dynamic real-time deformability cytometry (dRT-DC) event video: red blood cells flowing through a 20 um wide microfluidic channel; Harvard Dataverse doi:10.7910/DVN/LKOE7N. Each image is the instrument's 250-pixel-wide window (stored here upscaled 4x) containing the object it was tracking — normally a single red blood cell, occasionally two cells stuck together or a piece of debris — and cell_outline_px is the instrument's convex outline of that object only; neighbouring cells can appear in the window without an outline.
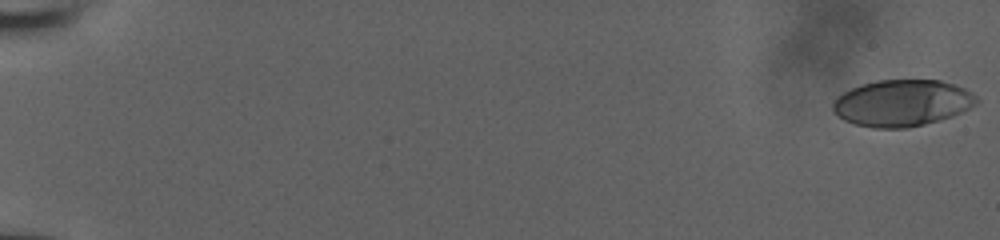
{"species": "human", "species_latin": "Homo sapiens", "temperature_condition": "room temperature", "stored_images_in_passage": 35, "camera_frame_rate_fps": 3000, "um_per_image_px": 0.085, "donor": {"sex": "male"}, "frame": {"image": 1, "passage_image": 1, "time_ms": 0.0, "image_size_px": [1000, 240], "cell_outline_px": [[980, 100], [976, 104], [952, 116], [940, 120], [908, 128], [872, 128], [856, 124], [844, 120], [832, 108], [832, 104], [844, 92], [852, 88], [876, 80], [940, 80], [964, 88], [972, 92]], "centroid_in_image_um": [76.71, 8.76], "position_along_channel_um": 8.3, "area_um2": 38.67}}
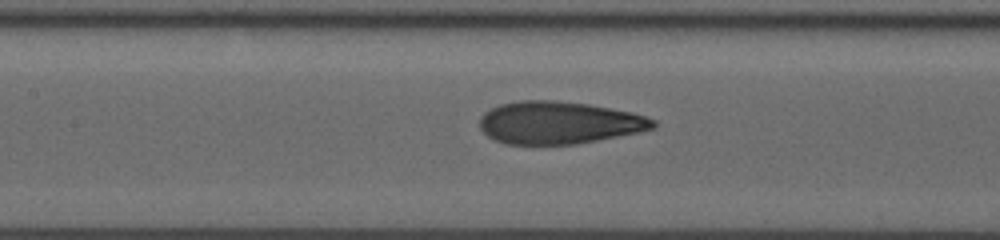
{"frame": {"image": 2, "passage_image": 25, "time_ms": 9.667, "image_size_px": [1000, 240], "cell_outline_px": [[656, 128], [640, 132], [576, 144], [508, 144], [496, 140], [488, 136], [480, 128], [480, 116], [484, 112], [500, 104], [520, 100], [556, 100], [588, 104], [632, 112], [656, 120]], "centroid_in_image_um": [47.52, 10.42], "position_along_channel_um": 159.9, "area_um2": 42.95}}
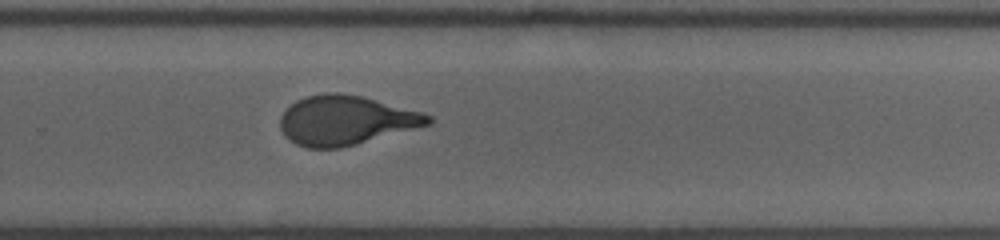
{"frame": {"image": 3, "passage_image": 35, "time_ms": 13.333, "image_size_px": [1000, 240], "cell_outline_px": [[432, 120], [428, 124], [340, 148], [308, 148], [296, 144], [288, 140], [284, 136], [280, 128], [280, 116], [296, 100], [308, 96], [324, 92], [340, 92], [360, 96], [420, 112], [432, 116]], "centroid_in_image_um": [29.3, 10.22], "position_along_channel_um": 300.5, "area_um2": 41.85}}